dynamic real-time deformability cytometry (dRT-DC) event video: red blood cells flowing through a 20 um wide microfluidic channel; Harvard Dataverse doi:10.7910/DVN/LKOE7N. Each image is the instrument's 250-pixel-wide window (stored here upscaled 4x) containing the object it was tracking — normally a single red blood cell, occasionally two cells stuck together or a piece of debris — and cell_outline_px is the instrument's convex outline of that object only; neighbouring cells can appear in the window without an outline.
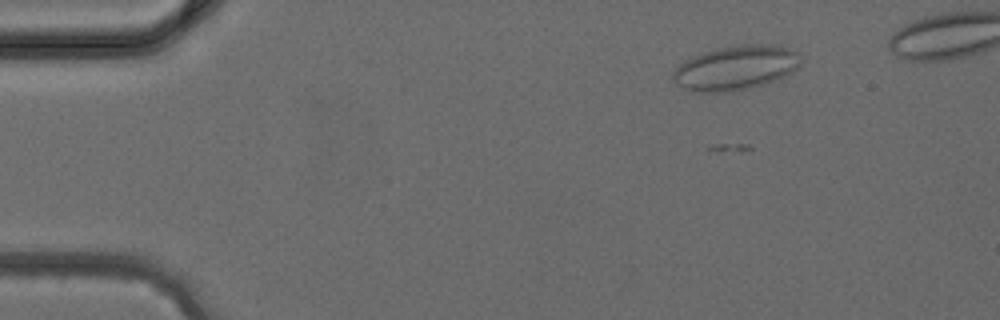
{"species": "common noctule bat (a hibernating species)", "species_latin": "Nyctalus noctula", "temperature_condition": "cold", "stored_images_in_passage": 11, "camera_frame_rate_fps": 3000, "um_per_image_px": 0.085, "animal": {"sex": "female", "body_mass_g": 24.6, "forearm_length_mm": 56.2}, "frame": {"image": 1, "passage_image": 4, "time_ms": 1.0, "image_size_px": [1000, 320], "cell_outline_px": [[800, 64], [788, 76], [764, 84], [748, 88], [728, 92], [692, 92], [676, 84], [672, 80], [672, 72], [684, 60], [692, 56], [716, 48], [744, 44], [780, 44], [800, 52]], "centroid_in_image_um": [62.56, 5.75], "position_along_channel_um": 22.4, "area_um2": 33.58}}